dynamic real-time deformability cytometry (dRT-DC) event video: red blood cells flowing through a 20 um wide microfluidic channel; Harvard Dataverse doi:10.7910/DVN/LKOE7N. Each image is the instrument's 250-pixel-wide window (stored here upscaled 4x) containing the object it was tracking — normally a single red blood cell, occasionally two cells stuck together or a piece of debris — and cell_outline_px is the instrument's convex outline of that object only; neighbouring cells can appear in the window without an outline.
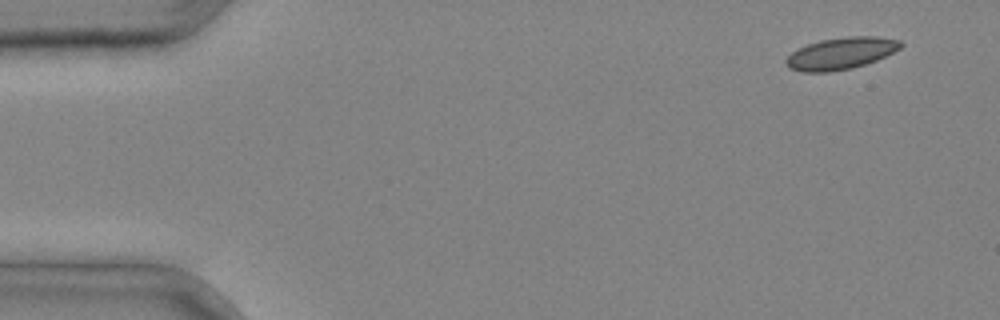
{"species": "common noctule bat (a hibernating species)", "species_latin": "Nyctalus noctula", "temperature_condition": "cold", "stored_images_in_passage": 3, "camera_frame_rate_fps": 3000, "um_per_image_px": 0.085, "animal": {"sex": "male", "body_mass_g": 20.4}, "frame": {"image": 1, "passage_image": 3, "time_ms": 0.667, "image_size_px": [1000, 320], "cell_outline_px": [[904, 44], [900, 48], [876, 60], [852, 68], [828, 72], [800, 72], [788, 68], [784, 64], [784, 60], [792, 52], [808, 44], [820, 40], [848, 36], [876, 36], [900, 40]], "centroid_in_image_um": [71.44, 4.54], "position_along_channel_um": 13.6, "area_um2": 21.27}}